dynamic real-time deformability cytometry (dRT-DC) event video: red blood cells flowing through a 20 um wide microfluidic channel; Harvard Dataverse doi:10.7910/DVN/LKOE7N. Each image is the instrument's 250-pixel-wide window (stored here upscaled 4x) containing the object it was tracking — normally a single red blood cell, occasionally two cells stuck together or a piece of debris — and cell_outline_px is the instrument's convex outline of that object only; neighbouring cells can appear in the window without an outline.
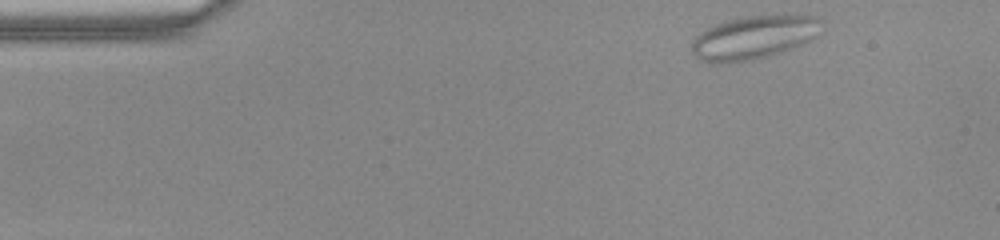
{"species": "common noctule bat (a hibernating species)", "species_latin": "Nyctalus noctula", "temperature_condition": "warm", "stored_images_in_passage": 45, "camera_frame_rate_fps": 3000, "um_per_image_px": 0.085, "animal": {"sex": "female", "body_mass_g": 22.0, "forearm_length_mm": 56.7}, "frame": {"image": 1, "passage_image": 1, "time_ms": 0.0, "image_size_px": [1000, 240], "cell_outline_px": [[820, 20], [816, 36], [792, 48], [768, 56], [752, 60], [720, 64], [708, 64], [700, 60], [692, 52], [692, 40], [700, 32], [716, 24], [728, 20], [748, 16], [816, 16]], "centroid_in_image_um": [63.97, 3.22], "position_along_channel_um": 21.0, "area_um2": 32.31}}
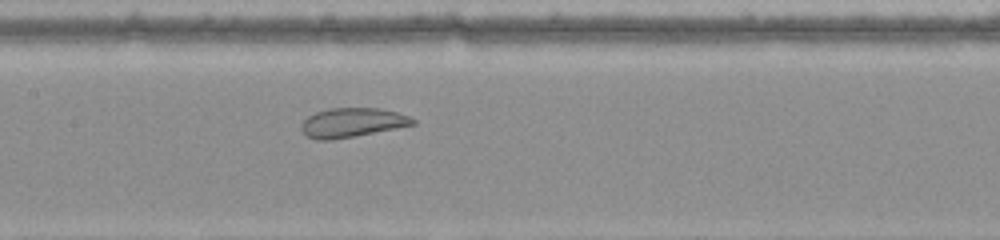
{"frame": {"image": 2, "passage_image": 19, "time_ms": 6.0, "image_size_px": [1000, 240], "cell_outline_px": [[416, 124], [396, 128], [332, 140], [316, 140], [308, 136], [300, 128], [304, 120], [308, 116], [316, 112], [328, 108], [380, 108], [396, 112], [408, 116], [416, 120]], "centroid_in_image_um": [29.92, 10.41], "position_along_channel_um": 177.5, "area_um2": 18.84}}
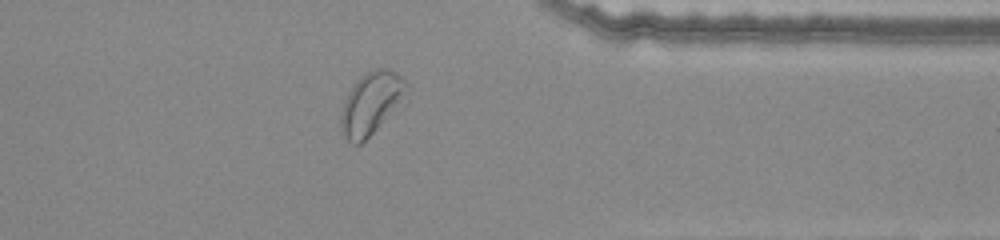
{"frame": {"image": 3, "passage_image": 35, "time_ms": 11.333, "image_size_px": [1000, 240], "cell_outline_px": [[408, 84], [384, 120], [360, 144], [352, 144], [344, 136], [340, 128], [340, 116], [348, 92], [356, 80], [360, 76], [368, 72], [380, 68], [388, 68], [396, 72]], "centroid_in_image_um": [31.44, 8.76], "position_along_channel_um": 380.0, "area_um2": 22.48}, "authors_computed_cell_mechanics": {"area_um2": 22.4842, "velocity_mm_per_s": 3.9754, "shape_relaxation_time_tau1_ms": null, "shape_relaxation_time_tau2_ms": 1.2069, "deformation_change_tau1": null, "deformation_change_tau2": 0.0701}}